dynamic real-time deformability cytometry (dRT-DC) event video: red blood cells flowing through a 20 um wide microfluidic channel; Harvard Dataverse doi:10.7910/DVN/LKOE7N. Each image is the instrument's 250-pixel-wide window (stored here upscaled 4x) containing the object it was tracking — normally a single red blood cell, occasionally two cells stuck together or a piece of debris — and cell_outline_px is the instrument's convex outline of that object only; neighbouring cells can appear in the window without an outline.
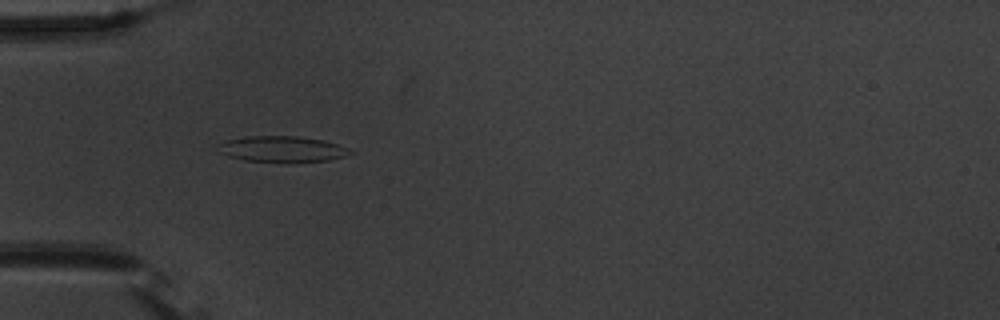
{"species": "common noctule bat (a hibernating species)", "species_latin": "Nyctalus noctula", "temperature_condition": "warm", "stored_images_in_passage": 40, "camera_frame_rate_fps": 3000, "um_per_image_px": 0.085, "animal": {"sex": "male", "body_mass_g": 20.1, "forearm_length_mm": 53.5}, "frame": {"image": 1, "passage_image": 2, "time_ms": 0.333, "image_size_px": [1000, 320], "cell_outline_px": [[352, 152], [344, 156], [328, 160], [288, 164], [244, 160], [228, 156], [216, 152], [212, 148], [216, 144], [224, 140], [244, 136], [296, 136], [324, 140], [348, 148]], "centroid_in_image_um": [23.85, 12.69], "position_along_channel_um": 61.2, "area_um2": 20.75}}
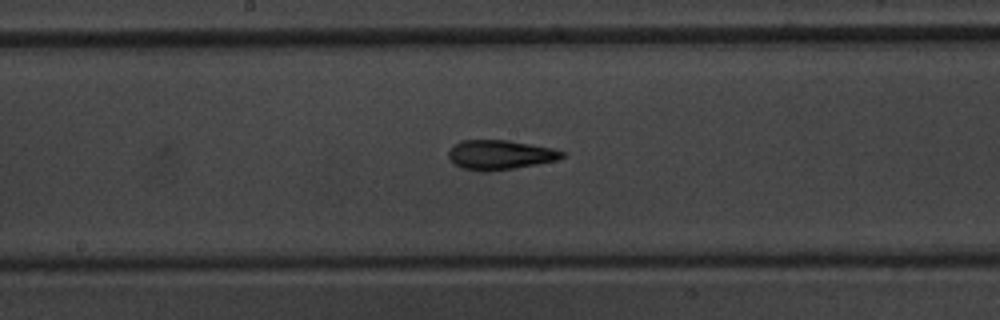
{"frame": {"image": 2, "passage_image": 14, "time_ms": 4.333, "image_size_px": [1000, 320], "cell_outline_px": [[564, 156], [556, 160], [536, 164], [488, 172], [480, 172], [464, 168], [456, 164], [448, 156], [448, 152], [460, 140], [508, 140], [552, 148], [564, 152]], "centroid_in_image_um": [42.49, 13.16], "position_along_channel_um": 205.7, "area_um2": 19.25}}
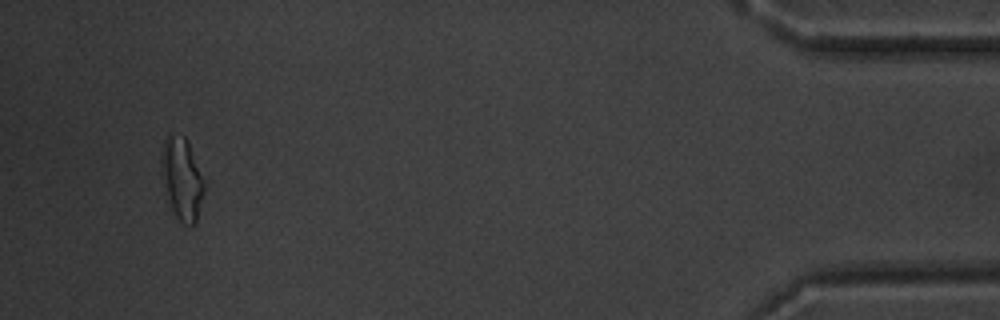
{"frame": {"image": 3, "passage_image": 37, "time_ms": 12.0, "image_size_px": [1000, 320], "cell_outline_px": [[208, 184], [196, 224], [184, 224], [176, 216], [172, 208], [160, 172], [160, 152], [164, 140], [168, 132], [184, 136], [208, 176]], "centroid_in_image_um": [15.54, 15.13], "position_along_channel_um": 419.7, "area_um2": 21.73}, "authors_computed_cell_mechanics": {"area_um2": 19.5364, "velocity_mm_per_s": 3.6781, "shape_relaxation_time_tau1_ms": 7.3831, "shape_relaxation_time_tau2_ms": 3.305, "deformation_change_tau1": 0.2013, "deformation_change_tau2": 0.1334}}